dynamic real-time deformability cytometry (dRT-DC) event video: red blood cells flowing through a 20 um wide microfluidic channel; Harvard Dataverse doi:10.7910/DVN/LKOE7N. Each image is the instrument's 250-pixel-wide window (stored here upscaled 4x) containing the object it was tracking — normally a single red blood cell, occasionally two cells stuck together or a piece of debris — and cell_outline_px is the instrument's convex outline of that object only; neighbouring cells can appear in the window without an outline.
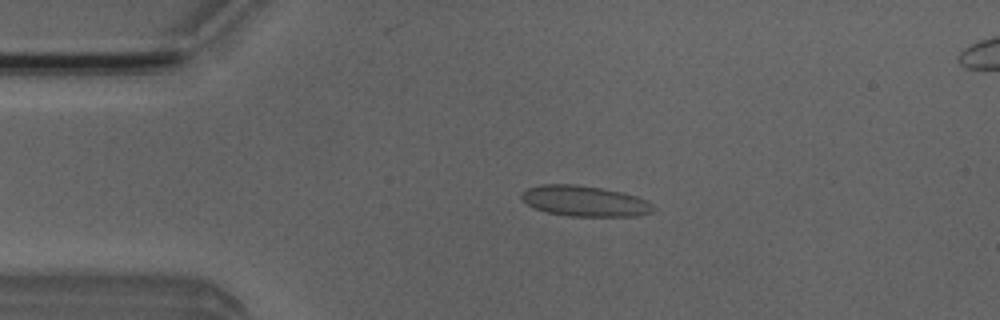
{"species": "Egyptian fruit bat (a non-hibernating species)", "species_latin": "Rousettus aegyptiacus", "temperature_condition": "room temperature", "stored_images_in_passage": 45, "camera_frame_rate_fps": 3000, "um_per_image_px": 0.085, "animal": {"sex": "male"}, "frame": {"image": 1, "passage_image": 5, "time_ms": 1.333, "image_size_px": [1000, 320], "cell_outline_px": [[656, 208], [652, 212], [636, 216], [568, 216], [544, 212], [528, 204], [520, 196], [528, 188], [540, 184], [576, 184], [600, 188], [620, 192], [636, 196], [652, 204]], "centroid_in_image_um": [49.69, 17.09], "position_along_channel_um": 35.3, "area_um2": 23.35}}
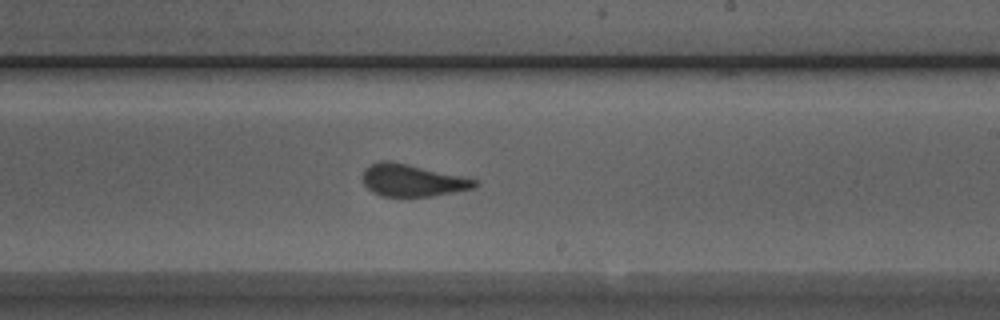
{"frame": {"image": 2, "passage_image": 24, "time_ms": 7.667, "image_size_px": [1000, 320], "cell_outline_px": [[480, 184], [476, 188], [432, 196], [380, 196], [372, 192], [364, 184], [364, 168], [380, 160], [392, 160], [460, 176], [476, 180]], "centroid_in_image_um": [35.04, 15.33], "position_along_channel_um": 254.0, "area_um2": 20.92}}
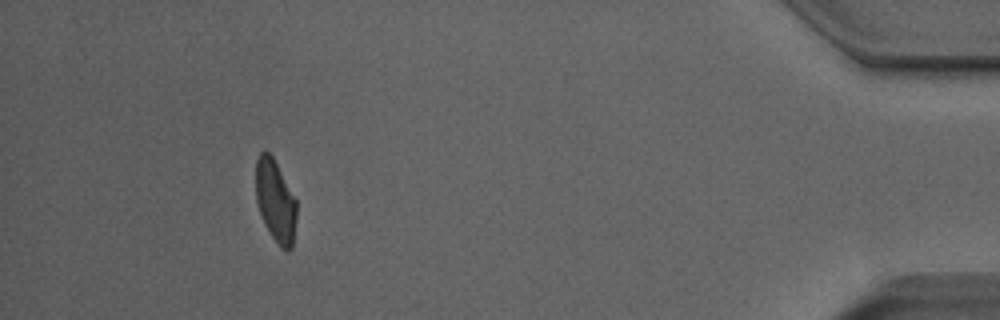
{"frame": {"image": 3, "passage_image": 41, "time_ms": 13.333, "image_size_px": [1000, 320], "cell_outline_px": [[296, 220], [292, 248], [288, 252], [280, 248], [264, 224], [256, 200], [256, 160], [260, 152], [264, 148], [272, 156], [296, 200]], "centroid_in_image_um": [23.41, 17.1], "position_along_channel_um": 411.8, "area_um2": 19.48}, "authors_computed_cell_mechanics": {"area_um2": 21.5594, "velocity_mm_per_s": 3.9757, "shape_relaxation_time_tau1_ms": null, "shape_relaxation_time_tau2_ms": 0.8906, "deformation_change_tau1": null, "deformation_change_tau2": 0.0558}}